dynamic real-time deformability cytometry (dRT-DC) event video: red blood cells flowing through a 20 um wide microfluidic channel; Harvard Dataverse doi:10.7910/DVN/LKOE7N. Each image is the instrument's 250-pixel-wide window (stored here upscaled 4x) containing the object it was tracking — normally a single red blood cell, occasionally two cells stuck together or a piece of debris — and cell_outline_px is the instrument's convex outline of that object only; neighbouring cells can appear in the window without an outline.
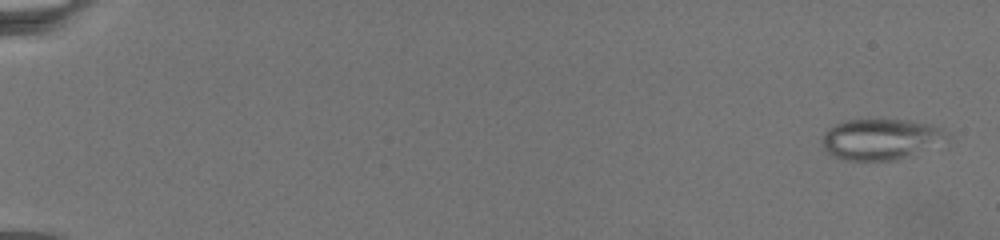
{"species": "common noctule bat (a hibernating species)", "species_latin": "Nyctalus noctula", "temperature_condition": "warm", "stored_images_in_passage": 27, "camera_frame_rate_fps": 3000, "um_per_image_px": 0.085, "animal": {"sex": "female", "body_mass_g": 19.5, "forearm_length_mm": 54.1}, "frame": {"image": 1, "passage_image": 1, "time_ms": 0.0, "image_size_px": [1000, 240], "cell_outline_px": [[956, 136], [948, 148], [896, 160], [844, 160], [828, 152], [824, 148], [820, 140], [824, 132], [828, 128], [844, 120], [908, 120], [928, 124], [952, 132]], "centroid_in_image_um": [75.14, 11.86], "position_along_channel_um": 9.9, "area_um2": 31.5}}